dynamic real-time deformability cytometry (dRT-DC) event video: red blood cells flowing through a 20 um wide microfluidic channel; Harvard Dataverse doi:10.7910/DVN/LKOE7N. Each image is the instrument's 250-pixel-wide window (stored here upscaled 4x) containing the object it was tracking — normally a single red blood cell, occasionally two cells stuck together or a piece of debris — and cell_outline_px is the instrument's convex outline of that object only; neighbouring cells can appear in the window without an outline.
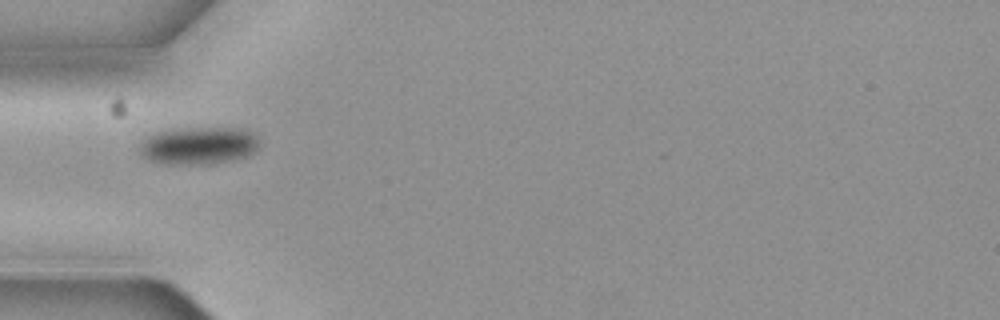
{"species": "common noctule bat (a hibernating species)", "species_latin": "Nyctalus noctula", "temperature_condition": "cold", "stored_images_in_passage": 5, "camera_frame_rate_fps": 3000, "um_per_image_px": 0.085, "animal": {"sex": "female", "body_mass_g": 19.3, "forearm_length_mm": 54.1}, "frame": {"image": 1, "passage_image": 1, "time_ms": 0.0, "image_size_px": [1000, 320], "cell_outline_px": [[256, 148], [248, 156], [232, 160], [212, 164], [160, 164], [148, 160], [140, 156], [140, 144], [148, 136], [156, 132], [188, 128], [244, 128], [256, 132]], "centroid_in_image_um": [16.86, 12.39], "position_along_channel_um": 68.1, "area_um2": 26.3}}
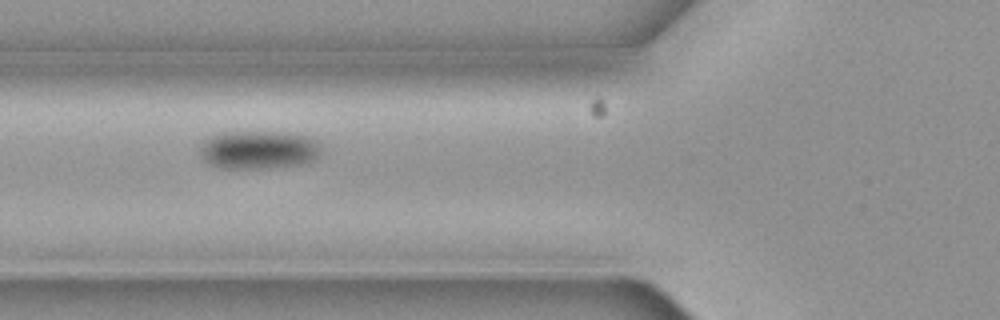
{"frame": {"image": 2, "passage_image": 2, "time_ms": 0.333, "image_size_px": [1000, 320], "cell_outline_px": [[324, 152], [316, 160], [304, 164], [272, 168], [220, 168], [208, 164], [204, 160], [200, 152], [200, 148], [204, 140], [212, 136], [224, 132], [280, 132], [304, 136], [316, 140], [320, 144]], "centroid_in_image_um": [22.04, 12.75], "position_along_channel_um": 103.8, "area_um2": 27.4}}
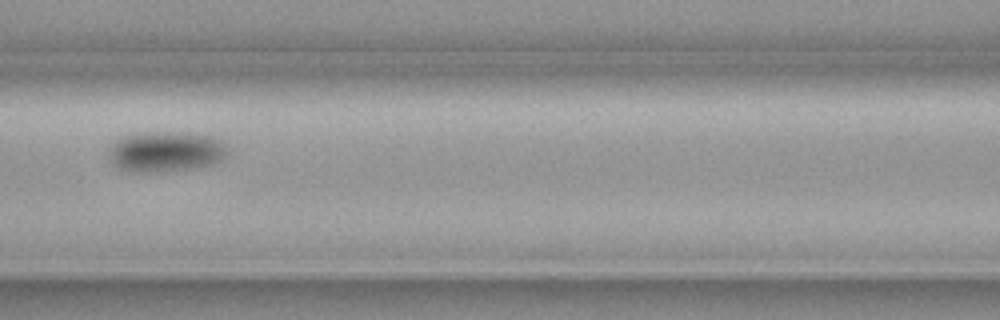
{"frame": {"image": 3, "passage_image": 3, "time_ms": 0.667, "image_size_px": [1000, 320], "cell_outline_px": [[228, 152], [216, 164], [192, 168], [152, 172], [132, 172], [120, 168], [112, 164], [112, 144], [120, 136], [132, 132], [188, 132], [212, 136], [220, 140], [224, 144]], "centroid_in_image_um": [14.1, 12.86], "position_along_channel_um": 152.5, "area_um2": 28.09}}